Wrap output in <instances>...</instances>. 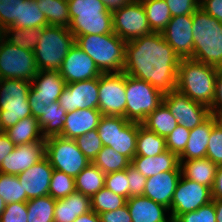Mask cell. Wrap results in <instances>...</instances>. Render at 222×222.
Instances as JSON below:
<instances>
[{"instance_id": "6da1fadb", "label": "cell", "mask_w": 222, "mask_h": 222, "mask_svg": "<svg viewBox=\"0 0 222 222\" xmlns=\"http://www.w3.org/2000/svg\"><path fill=\"white\" fill-rule=\"evenodd\" d=\"M180 60L162 33L152 32L126 43L123 72L167 94L176 89Z\"/></svg>"}, {"instance_id": "7a4b0ae2", "label": "cell", "mask_w": 222, "mask_h": 222, "mask_svg": "<svg viewBox=\"0 0 222 222\" xmlns=\"http://www.w3.org/2000/svg\"><path fill=\"white\" fill-rule=\"evenodd\" d=\"M218 68L193 60L181 59L177 70L176 89L191 100L209 108L215 97Z\"/></svg>"}, {"instance_id": "3957f363", "label": "cell", "mask_w": 222, "mask_h": 222, "mask_svg": "<svg viewBox=\"0 0 222 222\" xmlns=\"http://www.w3.org/2000/svg\"><path fill=\"white\" fill-rule=\"evenodd\" d=\"M192 59L222 68V23L198 8L192 14Z\"/></svg>"}, {"instance_id": "277c9868", "label": "cell", "mask_w": 222, "mask_h": 222, "mask_svg": "<svg viewBox=\"0 0 222 222\" xmlns=\"http://www.w3.org/2000/svg\"><path fill=\"white\" fill-rule=\"evenodd\" d=\"M126 43L114 32L104 35H81L75 38V44L93 59L102 73L123 71Z\"/></svg>"}, {"instance_id": "5b68a950", "label": "cell", "mask_w": 222, "mask_h": 222, "mask_svg": "<svg viewBox=\"0 0 222 222\" xmlns=\"http://www.w3.org/2000/svg\"><path fill=\"white\" fill-rule=\"evenodd\" d=\"M69 30L76 38L81 35L113 33L112 13L100 0H67Z\"/></svg>"}, {"instance_id": "8992f818", "label": "cell", "mask_w": 222, "mask_h": 222, "mask_svg": "<svg viewBox=\"0 0 222 222\" xmlns=\"http://www.w3.org/2000/svg\"><path fill=\"white\" fill-rule=\"evenodd\" d=\"M74 44L75 37L69 28L45 26L43 35L33 50L38 70L59 71Z\"/></svg>"}, {"instance_id": "52a82bcc", "label": "cell", "mask_w": 222, "mask_h": 222, "mask_svg": "<svg viewBox=\"0 0 222 222\" xmlns=\"http://www.w3.org/2000/svg\"><path fill=\"white\" fill-rule=\"evenodd\" d=\"M31 82L20 79H0V128L2 131L32 116L28 95Z\"/></svg>"}, {"instance_id": "ba28073f", "label": "cell", "mask_w": 222, "mask_h": 222, "mask_svg": "<svg viewBox=\"0 0 222 222\" xmlns=\"http://www.w3.org/2000/svg\"><path fill=\"white\" fill-rule=\"evenodd\" d=\"M126 107L125 119L142 123L146 117L163 103L159 90L149 82L125 74Z\"/></svg>"}, {"instance_id": "9c48e42d", "label": "cell", "mask_w": 222, "mask_h": 222, "mask_svg": "<svg viewBox=\"0 0 222 222\" xmlns=\"http://www.w3.org/2000/svg\"><path fill=\"white\" fill-rule=\"evenodd\" d=\"M46 155L53 169L75 178L91 162L78 148L73 139L62 136L46 138Z\"/></svg>"}, {"instance_id": "30bf717a", "label": "cell", "mask_w": 222, "mask_h": 222, "mask_svg": "<svg viewBox=\"0 0 222 222\" xmlns=\"http://www.w3.org/2000/svg\"><path fill=\"white\" fill-rule=\"evenodd\" d=\"M33 51L8 42L0 41V79H20L32 81L38 73Z\"/></svg>"}, {"instance_id": "8fae6325", "label": "cell", "mask_w": 222, "mask_h": 222, "mask_svg": "<svg viewBox=\"0 0 222 222\" xmlns=\"http://www.w3.org/2000/svg\"><path fill=\"white\" fill-rule=\"evenodd\" d=\"M65 87L66 82L61 77L59 71H38L31 81L28 95L31 115L39 119L43 115L45 105L49 106L53 102L58 101Z\"/></svg>"}, {"instance_id": "7c38bea8", "label": "cell", "mask_w": 222, "mask_h": 222, "mask_svg": "<svg viewBox=\"0 0 222 222\" xmlns=\"http://www.w3.org/2000/svg\"><path fill=\"white\" fill-rule=\"evenodd\" d=\"M125 73L110 72L99 76V111L102 115L123 116L126 107Z\"/></svg>"}, {"instance_id": "4fadbf2b", "label": "cell", "mask_w": 222, "mask_h": 222, "mask_svg": "<svg viewBox=\"0 0 222 222\" xmlns=\"http://www.w3.org/2000/svg\"><path fill=\"white\" fill-rule=\"evenodd\" d=\"M112 21L113 32L125 42L152 33L142 2L132 1L113 12Z\"/></svg>"}, {"instance_id": "5bb4252c", "label": "cell", "mask_w": 222, "mask_h": 222, "mask_svg": "<svg viewBox=\"0 0 222 222\" xmlns=\"http://www.w3.org/2000/svg\"><path fill=\"white\" fill-rule=\"evenodd\" d=\"M163 103L168 107L178 125L192 130L201 125L210 116V108L202 103L191 100L177 89L164 94Z\"/></svg>"}, {"instance_id": "9a60e30c", "label": "cell", "mask_w": 222, "mask_h": 222, "mask_svg": "<svg viewBox=\"0 0 222 222\" xmlns=\"http://www.w3.org/2000/svg\"><path fill=\"white\" fill-rule=\"evenodd\" d=\"M211 201L212 194L209 187L186 179L181 175L169 210L171 219L174 221L179 215L195 211Z\"/></svg>"}, {"instance_id": "2e32d148", "label": "cell", "mask_w": 222, "mask_h": 222, "mask_svg": "<svg viewBox=\"0 0 222 222\" xmlns=\"http://www.w3.org/2000/svg\"><path fill=\"white\" fill-rule=\"evenodd\" d=\"M58 102L66 113L78 109L99 110V77L66 84Z\"/></svg>"}, {"instance_id": "e0dca14e", "label": "cell", "mask_w": 222, "mask_h": 222, "mask_svg": "<svg viewBox=\"0 0 222 222\" xmlns=\"http://www.w3.org/2000/svg\"><path fill=\"white\" fill-rule=\"evenodd\" d=\"M59 73L66 84L98 78L102 74L93 59L76 44L68 51Z\"/></svg>"}, {"instance_id": "ac0fdd59", "label": "cell", "mask_w": 222, "mask_h": 222, "mask_svg": "<svg viewBox=\"0 0 222 222\" xmlns=\"http://www.w3.org/2000/svg\"><path fill=\"white\" fill-rule=\"evenodd\" d=\"M192 15L174 16L161 32L165 41L181 59H192L193 54Z\"/></svg>"}, {"instance_id": "d6986e66", "label": "cell", "mask_w": 222, "mask_h": 222, "mask_svg": "<svg viewBox=\"0 0 222 222\" xmlns=\"http://www.w3.org/2000/svg\"><path fill=\"white\" fill-rule=\"evenodd\" d=\"M46 155L45 141L15 146L0 165V173L18 175L38 163Z\"/></svg>"}, {"instance_id": "ffe728a7", "label": "cell", "mask_w": 222, "mask_h": 222, "mask_svg": "<svg viewBox=\"0 0 222 222\" xmlns=\"http://www.w3.org/2000/svg\"><path fill=\"white\" fill-rule=\"evenodd\" d=\"M53 170V167L45 157L29 169L17 175L22 185L23 193H26L27 201L49 195V186Z\"/></svg>"}, {"instance_id": "44dd1931", "label": "cell", "mask_w": 222, "mask_h": 222, "mask_svg": "<svg viewBox=\"0 0 222 222\" xmlns=\"http://www.w3.org/2000/svg\"><path fill=\"white\" fill-rule=\"evenodd\" d=\"M181 171H166L147 178L143 196L170 210L176 185Z\"/></svg>"}, {"instance_id": "7402d4cb", "label": "cell", "mask_w": 222, "mask_h": 222, "mask_svg": "<svg viewBox=\"0 0 222 222\" xmlns=\"http://www.w3.org/2000/svg\"><path fill=\"white\" fill-rule=\"evenodd\" d=\"M126 205L132 222H173L167 207L143 195L128 198Z\"/></svg>"}, {"instance_id": "603a6c76", "label": "cell", "mask_w": 222, "mask_h": 222, "mask_svg": "<svg viewBox=\"0 0 222 222\" xmlns=\"http://www.w3.org/2000/svg\"><path fill=\"white\" fill-rule=\"evenodd\" d=\"M101 116L98 109H78L67 112L64 128L59 136L74 140L76 137L97 129Z\"/></svg>"}, {"instance_id": "cb8c5ba5", "label": "cell", "mask_w": 222, "mask_h": 222, "mask_svg": "<svg viewBox=\"0 0 222 222\" xmlns=\"http://www.w3.org/2000/svg\"><path fill=\"white\" fill-rule=\"evenodd\" d=\"M131 165L146 178L166 171H181L179 157L169 150L153 157L134 156Z\"/></svg>"}, {"instance_id": "d4e9b609", "label": "cell", "mask_w": 222, "mask_h": 222, "mask_svg": "<svg viewBox=\"0 0 222 222\" xmlns=\"http://www.w3.org/2000/svg\"><path fill=\"white\" fill-rule=\"evenodd\" d=\"M216 125L215 118L211 115L201 125L190 130L188 142L184 151L178 156L179 161L205 158L207 145L212 128Z\"/></svg>"}, {"instance_id": "484cf974", "label": "cell", "mask_w": 222, "mask_h": 222, "mask_svg": "<svg viewBox=\"0 0 222 222\" xmlns=\"http://www.w3.org/2000/svg\"><path fill=\"white\" fill-rule=\"evenodd\" d=\"M91 211V198L75 191L69 196L56 200L54 222H74L77 217Z\"/></svg>"}, {"instance_id": "4316f807", "label": "cell", "mask_w": 222, "mask_h": 222, "mask_svg": "<svg viewBox=\"0 0 222 222\" xmlns=\"http://www.w3.org/2000/svg\"><path fill=\"white\" fill-rule=\"evenodd\" d=\"M179 162L184 178L212 188L218 166L211 160L205 157Z\"/></svg>"}, {"instance_id": "83f0119b", "label": "cell", "mask_w": 222, "mask_h": 222, "mask_svg": "<svg viewBox=\"0 0 222 222\" xmlns=\"http://www.w3.org/2000/svg\"><path fill=\"white\" fill-rule=\"evenodd\" d=\"M4 132L15 146L35 141H46L42 136L38 119L33 116L20 119L16 125L9 127Z\"/></svg>"}, {"instance_id": "f1b7e54d", "label": "cell", "mask_w": 222, "mask_h": 222, "mask_svg": "<svg viewBox=\"0 0 222 222\" xmlns=\"http://www.w3.org/2000/svg\"><path fill=\"white\" fill-rule=\"evenodd\" d=\"M141 125L166 138L178 126V121L173 117L168 107L162 103L146 117Z\"/></svg>"}, {"instance_id": "f546056e", "label": "cell", "mask_w": 222, "mask_h": 222, "mask_svg": "<svg viewBox=\"0 0 222 222\" xmlns=\"http://www.w3.org/2000/svg\"><path fill=\"white\" fill-rule=\"evenodd\" d=\"M65 109L59 105V102H53L46 106L43 115L38 119L42 136L46 139L52 136H59L64 128Z\"/></svg>"}, {"instance_id": "4dcf8cb0", "label": "cell", "mask_w": 222, "mask_h": 222, "mask_svg": "<svg viewBox=\"0 0 222 222\" xmlns=\"http://www.w3.org/2000/svg\"><path fill=\"white\" fill-rule=\"evenodd\" d=\"M105 176L106 174L91 162L75 177L76 191L91 198L105 187Z\"/></svg>"}, {"instance_id": "1f68e13d", "label": "cell", "mask_w": 222, "mask_h": 222, "mask_svg": "<svg viewBox=\"0 0 222 222\" xmlns=\"http://www.w3.org/2000/svg\"><path fill=\"white\" fill-rule=\"evenodd\" d=\"M167 150L165 138L138 123L135 156L153 157Z\"/></svg>"}, {"instance_id": "d6a6232c", "label": "cell", "mask_w": 222, "mask_h": 222, "mask_svg": "<svg viewBox=\"0 0 222 222\" xmlns=\"http://www.w3.org/2000/svg\"><path fill=\"white\" fill-rule=\"evenodd\" d=\"M45 15L48 25L69 28L70 15L67 0H35Z\"/></svg>"}, {"instance_id": "836d02e7", "label": "cell", "mask_w": 222, "mask_h": 222, "mask_svg": "<svg viewBox=\"0 0 222 222\" xmlns=\"http://www.w3.org/2000/svg\"><path fill=\"white\" fill-rule=\"evenodd\" d=\"M142 5L151 31L161 33L172 18L166 1L144 0Z\"/></svg>"}, {"instance_id": "e575fe53", "label": "cell", "mask_w": 222, "mask_h": 222, "mask_svg": "<svg viewBox=\"0 0 222 222\" xmlns=\"http://www.w3.org/2000/svg\"><path fill=\"white\" fill-rule=\"evenodd\" d=\"M44 27L20 29L8 26L3 30V37L13 45L28 51H33L43 35Z\"/></svg>"}, {"instance_id": "d590c367", "label": "cell", "mask_w": 222, "mask_h": 222, "mask_svg": "<svg viewBox=\"0 0 222 222\" xmlns=\"http://www.w3.org/2000/svg\"><path fill=\"white\" fill-rule=\"evenodd\" d=\"M138 123L129 122L122 130H117L112 149L132 161L136 152Z\"/></svg>"}, {"instance_id": "8d00e7d4", "label": "cell", "mask_w": 222, "mask_h": 222, "mask_svg": "<svg viewBox=\"0 0 222 222\" xmlns=\"http://www.w3.org/2000/svg\"><path fill=\"white\" fill-rule=\"evenodd\" d=\"M55 204L56 200L50 195L28 200L27 222H54Z\"/></svg>"}, {"instance_id": "74e56055", "label": "cell", "mask_w": 222, "mask_h": 222, "mask_svg": "<svg viewBox=\"0 0 222 222\" xmlns=\"http://www.w3.org/2000/svg\"><path fill=\"white\" fill-rule=\"evenodd\" d=\"M105 174L127 169L131 161L109 146H103L93 162Z\"/></svg>"}, {"instance_id": "f35d334b", "label": "cell", "mask_w": 222, "mask_h": 222, "mask_svg": "<svg viewBox=\"0 0 222 222\" xmlns=\"http://www.w3.org/2000/svg\"><path fill=\"white\" fill-rule=\"evenodd\" d=\"M12 26L20 29L42 28L48 26V22L35 0H24L21 3L20 20Z\"/></svg>"}, {"instance_id": "ab89813d", "label": "cell", "mask_w": 222, "mask_h": 222, "mask_svg": "<svg viewBox=\"0 0 222 222\" xmlns=\"http://www.w3.org/2000/svg\"><path fill=\"white\" fill-rule=\"evenodd\" d=\"M126 198L103 187L91 197V210L97 214L116 210L126 204Z\"/></svg>"}, {"instance_id": "60d3db41", "label": "cell", "mask_w": 222, "mask_h": 222, "mask_svg": "<svg viewBox=\"0 0 222 222\" xmlns=\"http://www.w3.org/2000/svg\"><path fill=\"white\" fill-rule=\"evenodd\" d=\"M129 122L123 116L102 115L97 126L102 145L112 147L117 130H122Z\"/></svg>"}, {"instance_id": "b9f144b4", "label": "cell", "mask_w": 222, "mask_h": 222, "mask_svg": "<svg viewBox=\"0 0 222 222\" xmlns=\"http://www.w3.org/2000/svg\"><path fill=\"white\" fill-rule=\"evenodd\" d=\"M0 197L6 204L27 202L26 193H23L17 175L0 173Z\"/></svg>"}, {"instance_id": "7bdbcfd3", "label": "cell", "mask_w": 222, "mask_h": 222, "mask_svg": "<svg viewBox=\"0 0 222 222\" xmlns=\"http://www.w3.org/2000/svg\"><path fill=\"white\" fill-rule=\"evenodd\" d=\"M75 191V178L54 169L49 186V195L55 200H59Z\"/></svg>"}, {"instance_id": "ee69618b", "label": "cell", "mask_w": 222, "mask_h": 222, "mask_svg": "<svg viewBox=\"0 0 222 222\" xmlns=\"http://www.w3.org/2000/svg\"><path fill=\"white\" fill-rule=\"evenodd\" d=\"M74 141L90 162H93V160L97 157V154L103 148L97 129L76 137Z\"/></svg>"}, {"instance_id": "f6af8a7d", "label": "cell", "mask_w": 222, "mask_h": 222, "mask_svg": "<svg viewBox=\"0 0 222 222\" xmlns=\"http://www.w3.org/2000/svg\"><path fill=\"white\" fill-rule=\"evenodd\" d=\"M24 0H0V28L5 29L20 20L21 3Z\"/></svg>"}, {"instance_id": "bcb514c9", "label": "cell", "mask_w": 222, "mask_h": 222, "mask_svg": "<svg viewBox=\"0 0 222 222\" xmlns=\"http://www.w3.org/2000/svg\"><path fill=\"white\" fill-rule=\"evenodd\" d=\"M105 187L115 194L128 199L129 181L127 178V169L106 174Z\"/></svg>"}, {"instance_id": "7dc6e473", "label": "cell", "mask_w": 222, "mask_h": 222, "mask_svg": "<svg viewBox=\"0 0 222 222\" xmlns=\"http://www.w3.org/2000/svg\"><path fill=\"white\" fill-rule=\"evenodd\" d=\"M173 222H216L214 203L211 201L195 211L181 214Z\"/></svg>"}, {"instance_id": "c3c4849f", "label": "cell", "mask_w": 222, "mask_h": 222, "mask_svg": "<svg viewBox=\"0 0 222 222\" xmlns=\"http://www.w3.org/2000/svg\"><path fill=\"white\" fill-rule=\"evenodd\" d=\"M190 130L178 125L166 138V147L172 153L179 156L188 142Z\"/></svg>"}, {"instance_id": "681fc988", "label": "cell", "mask_w": 222, "mask_h": 222, "mask_svg": "<svg viewBox=\"0 0 222 222\" xmlns=\"http://www.w3.org/2000/svg\"><path fill=\"white\" fill-rule=\"evenodd\" d=\"M206 157L215 165H222V130L216 124L211 131Z\"/></svg>"}, {"instance_id": "f907efd6", "label": "cell", "mask_w": 222, "mask_h": 222, "mask_svg": "<svg viewBox=\"0 0 222 222\" xmlns=\"http://www.w3.org/2000/svg\"><path fill=\"white\" fill-rule=\"evenodd\" d=\"M26 202L8 203L0 216V222H27Z\"/></svg>"}, {"instance_id": "816d5d0a", "label": "cell", "mask_w": 222, "mask_h": 222, "mask_svg": "<svg viewBox=\"0 0 222 222\" xmlns=\"http://www.w3.org/2000/svg\"><path fill=\"white\" fill-rule=\"evenodd\" d=\"M172 17L192 15L199 7V0H165Z\"/></svg>"}, {"instance_id": "f5cc1de1", "label": "cell", "mask_w": 222, "mask_h": 222, "mask_svg": "<svg viewBox=\"0 0 222 222\" xmlns=\"http://www.w3.org/2000/svg\"><path fill=\"white\" fill-rule=\"evenodd\" d=\"M127 178L129 181V198L134 196H142L144 194L147 178L132 165L127 168Z\"/></svg>"}, {"instance_id": "db71d44e", "label": "cell", "mask_w": 222, "mask_h": 222, "mask_svg": "<svg viewBox=\"0 0 222 222\" xmlns=\"http://www.w3.org/2000/svg\"><path fill=\"white\" fill-rule=\"evenodd\" d=\"M99 215L101 222H132L126 204L116 210L100 213Z\"/></svg>"}, {"instance_id": "11a10c76", "label": "cell", "mask_w": 222, "mask_h": 222, "mask_svg": "<svg viewBox=\"0 0 222 222\" xmlns=\"http://www.w3.org/2000/svg\"><path fill=\"white\" fill-rule=\"evenodd\" d=\"M210 112L211 114H222V68H218L215 97L210 107Z\"/></svg>"}, {"instance_id": "9f6ffc18", "label": "cell", "mask_w": 222, "mask_h": 222, "mask_svg": "<svg viewBox=\"0 0 222 222\" xmlns=\"http://www.w3.org/2000/svg\"><path fill=\"white\" fill-rule=\"evenodd\" d=\"M200 8L222 23V0H201Z\"/></svg>"}, {"instance_id": "6f0895ef", "label": "cell", "mask_w": 222, "mask_h": 222, "mask_svg": "<svg viewBox=\"0 0 222 222\" xmlns=\"http://www.w3.org/2000/svg\"><path fill=\"white\" fill-rule=\"evenodd\" d=\"M15 148L8 135L2 131L0 132V165L4 158L8 156Z\"/></svg>"}, {"instance_id": "680465c9", "label": "cell", "mask_w": 222, "mask_h": 222, "mask_svg": "<svg viewBox=\"0 0 222 222\" xmlns=\"http://www.w3.org/2000/svg\"><path fill=\"white\" fill-rule=\"evenodd\" d=\"M211 194L212 199H222V165L217 167Z\"/></svg>"}, {"instance_id": "91938a15", "label": "cell", "mask_w": 222, "mask_h": 222, "mask_svg": "<svg viewBox=\"0 0 222 222\" xmlns=\"http://www.w3.org/2000/svg\"><path fill=\"white\" fill-rule=\"evenodd\" d=\"M106 7V9L113 13L124 6H127L132 0H100Z\"/></svg>"}, {"instance_id": "94428289", "label": "cell", "mask_w": 222, "mask_h": 222, "mask_svg": "<svg viewBox=\"0 0 222 222\" xmlns=\"http://www.w3.org/2000/svg\"><path fill=\"white\" fill-rule=\"evenodd\" d=\"M74 222H101V219L99 214L91 210L77 217V219Z\"/></svg>"}, {"instance_id": "6125c7cd", "label": "cell", "mask_w": 222, "mask_h": 222, "mask_svg": "<svg viewBox=\"0 0 222 222\" xmlns=\"http://www.w3.org/2000/svg\"><path fill=\"white\" fill-rule=\"evenodd\" d=\"M214 203L216 222H222V199H212Z\"/></svg>"}, {"instance_id": "be15d7a7", "label": "cell", "mask_w": 222, "mask_h": 222, "mask_svg": "<svg viewBox=\"0 0 222 222\" xmlns=\"http://www.w3.org/2000/svg\"><path fill=\"white\" fill-rule=\"evenodd\" d=\"M215 118L216 124L222 130V114H211Z\"/></svg>"}, {"instance_id": "e7e4bbea", "label": "cell", "mask_w": 222, "mask_h": 222, "mask_svg": "<svg viewBox=\"0 0 222 222\" xmlns=\"http://www.w3.org/2000/svg\"><path fill=\"white\" fill-rule=\"evenodd\" d=\"M6 208V203L4 202V200L0 197V216L2 215L3 211Z\"/></svg>"}, {"instance_id": "03108f58", "label": "cell", "mask_w": 222, "mask_h": 222, "mask_svg": "<svg viewBox=\"0 0 222 222\" xmlns=\"http://www.w3.org/2000/svg\"><path fill=\"white\" fill-rule=\"evenodd\" d=\"M3 38V29L0 28V41Z\"/></svg>"}, {"instance_id": "003e7915", "label": "cell", "mask_w": 222, "mask_h": 222, "mask_svg": "<svg viewBox=\"0 0 222 222\" xmlns=\"http://www.w3.org/2000/svg\"><path fill=\"white\" fill-rule=\"evenodd\" d=\"M132 1H136V2H142V1H144V0H132Z\"/></svg>"}]
</instances>
